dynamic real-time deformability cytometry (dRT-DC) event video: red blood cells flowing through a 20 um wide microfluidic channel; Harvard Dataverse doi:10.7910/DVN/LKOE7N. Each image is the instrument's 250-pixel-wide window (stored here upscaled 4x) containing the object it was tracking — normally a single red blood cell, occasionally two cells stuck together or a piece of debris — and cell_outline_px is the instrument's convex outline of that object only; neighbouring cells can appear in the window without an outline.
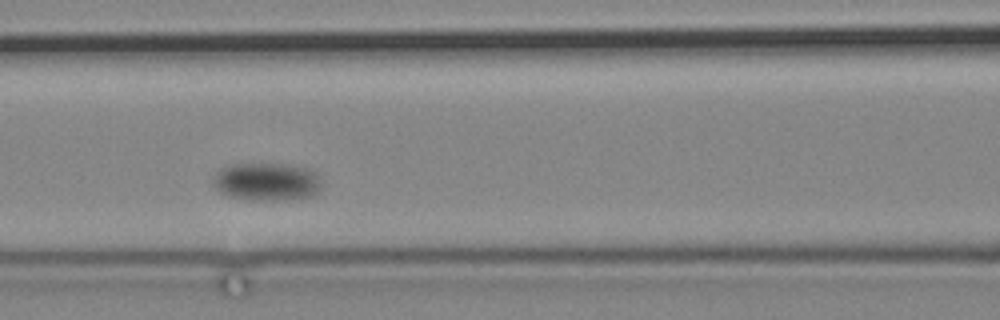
{"species": "common noctule bat (a hibernating species)", "species_latin": "Nyctalus noctula", "temperature_condition": "cold", "stored_images_in_passage": 5, "camera_frame_rate_fps": 3000, "um_per_image_px": 0.085, "animal": {"sex": "male", "body_mass_g": 19.2, "forearm_length_mm": 51.8}, "frame": {"image": 1, "passage_image": 4, "time_ms": 3.333, "image_size_px": [1000, 320], "cell_outline_px": [[320, 192], [312, 196], [292, 200], [248, 200], [228, 196], [220, 192], [212, 184], [212, 180], [216, 172], [220, 168], [228, 164], [284, 164], [312, 168], [316, 172], [320, 184]], "centroid_in_image_um": [22.67, 15.45], "position_along_channel_um": 143.9, "area_um2": 24.51}}
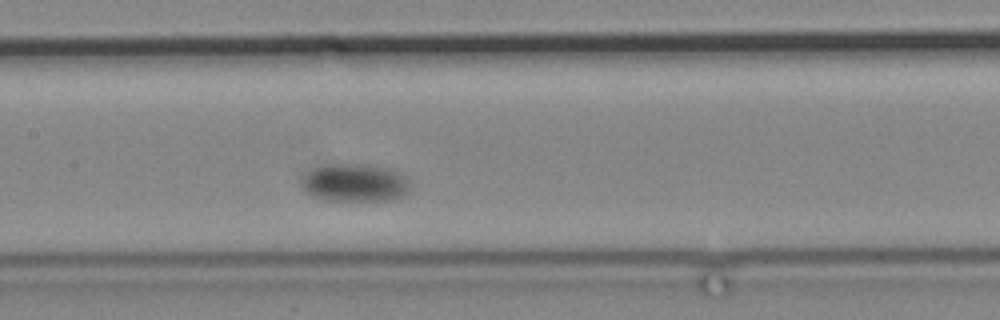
{"frame": {"image": 2, "passage_image": 5, "time_ms": 4.667, "image_size_px": [1000, 320], "cell_outline_px": [[408, 192], [392, 200], [324, 200], [312, 196], [304, 192], [300, 184], [300, 176], [316, 168], [332, 164], [368, 164], [388, 168], [400, 172], [408, 180]], "centroid_in_image_um": [30.11, 15.53], "position_along_channel_um": 177.3, "area_um2": 24.1}}